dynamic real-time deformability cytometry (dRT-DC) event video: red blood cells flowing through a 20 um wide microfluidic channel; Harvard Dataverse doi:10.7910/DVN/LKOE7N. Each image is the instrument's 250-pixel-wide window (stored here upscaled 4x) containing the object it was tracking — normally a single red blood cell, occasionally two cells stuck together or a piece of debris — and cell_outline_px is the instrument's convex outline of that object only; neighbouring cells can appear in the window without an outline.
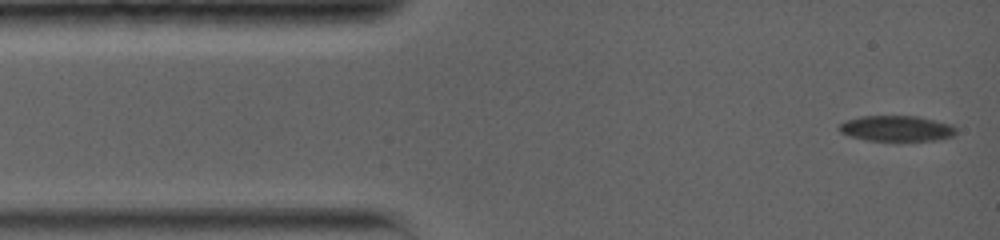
{"species": "common noctule bat (a hibernating species)", "species_latin": "Nyctalus noctula", "temperature_condition": "warm", "stored_images_in_passage": 45, "camera_frame_rate_fps": 5000, "um_per_image_px": 0.085, "animal": {"sex": "female", "body_mass_g": 19.0, "forearm_length_mm": 56.7}, "frame": {"image": 1, "passage_image": 1, "time_ms": 0.0, "image_size_px": [1000, 240], "cell_outline_px": [[956, 132], [952, 136], [936, 140], [868, 140], [848, 136], [840, 132], [840, 124], [844, 120], [860, 116], [916, 116], [952, 124], [956, 128]], "centroid_in_image_um": [76.19, 10.91], "position_along_channel_um": 8.8, "area_um2": 17.34}}
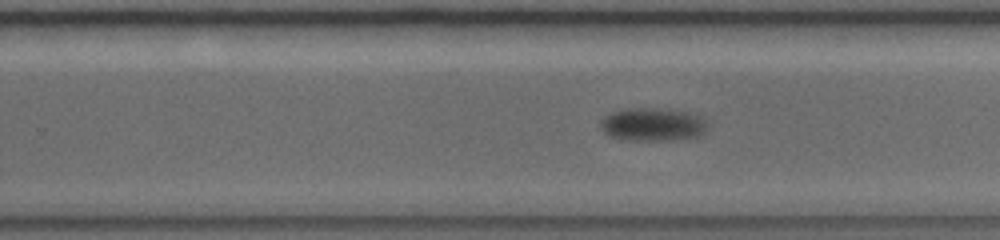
{"frame": {"image": 2, "passage_image": 20, "time_ms": 9.4, "image_size_px": [1000, 240], "cell_outline_px": [[704, 132], [696, 136], [672, 140], [624, 140], [612, 136], [604, 132], [600, 128], [600, 120], [612, 112], [628, 108], [656, 108], [684, 112], [700, 116], [704, 120]], "centroid_in_image_um": [55.4, 10.58], "position_along_channel_um": 274.4, "area_um2": 20.23}}
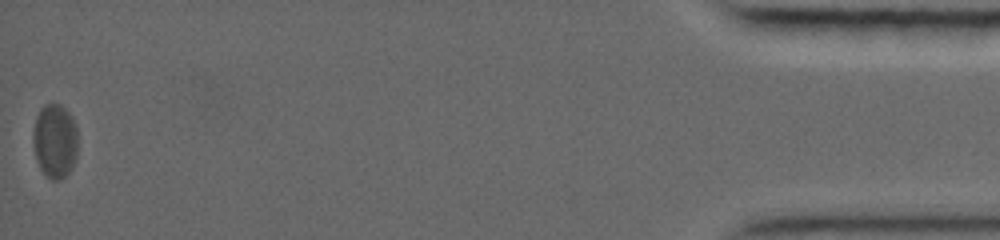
{"frame": {"image": 3, "passage_image": 45, "time_ms": 17.6, "image_size_px": [1000, 240], "cell_outline_px": [[76, 156], [68, 172], [60, 180], [52, 180], [40, 168], [36, 160], [32, 140], [32, 132], [36, 116], [40, 108], [44, 104], [52, 100], [60, 104], [72, 116], [76, 124]], "centroid_in_image_um": [4.63, 11.9], "position_along_channel_um": 430.6, "area_um2": 19.54}, "authors_computed_cell_mechanics": {"area_um2": 19.652, "velocity_mm_per_s": 3.5943, "shape_relaxation_time_tau1_ms": 2.1883, "shape_relaxation_time_tau2_ms": null, "deformation_change_tau1": 0.0735, "deformation_change_tau2": null}}